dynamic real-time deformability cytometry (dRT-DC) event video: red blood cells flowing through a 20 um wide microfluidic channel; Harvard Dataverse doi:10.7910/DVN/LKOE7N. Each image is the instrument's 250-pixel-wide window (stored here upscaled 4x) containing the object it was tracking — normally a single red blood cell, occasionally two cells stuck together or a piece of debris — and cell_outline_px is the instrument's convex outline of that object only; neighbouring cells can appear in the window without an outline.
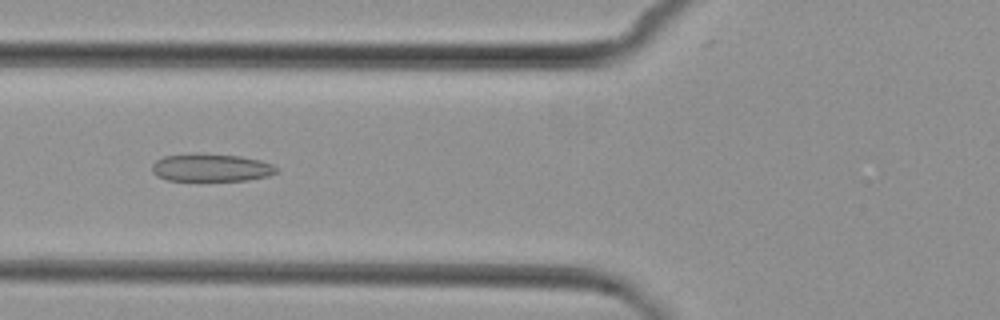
{"species": "common noctule bat (a hibernating species)", "species_latin": "Nyctalus noctula", "temperature_condition": "cold", "stored_images_in_passage": 3, "camera_frame_rate_fps": 3000, "um_per_image_px": 0.085, "animal": {"sex": "female", "body_mass_g": 29.2, "forearm_length_mm": 56.3}, "frame": {"image": 1, "passage_image": 3, "time_ms": 2.333, "image_size_px": [1000, 320], "cell_outline_px": [[276, 172], [268, 176], [248, 180], [168, 180], [156, 176], [152, 172], [152, 164], [156, 160], [164, 156], [192, 152], [196, 152], [240, 156], [260, 160], [272, 164], [276, 168]], "centroid_in_image_um": [17.89, 14.23], "position_along_channel_um": 107.9, "area_um2": 20.29}}